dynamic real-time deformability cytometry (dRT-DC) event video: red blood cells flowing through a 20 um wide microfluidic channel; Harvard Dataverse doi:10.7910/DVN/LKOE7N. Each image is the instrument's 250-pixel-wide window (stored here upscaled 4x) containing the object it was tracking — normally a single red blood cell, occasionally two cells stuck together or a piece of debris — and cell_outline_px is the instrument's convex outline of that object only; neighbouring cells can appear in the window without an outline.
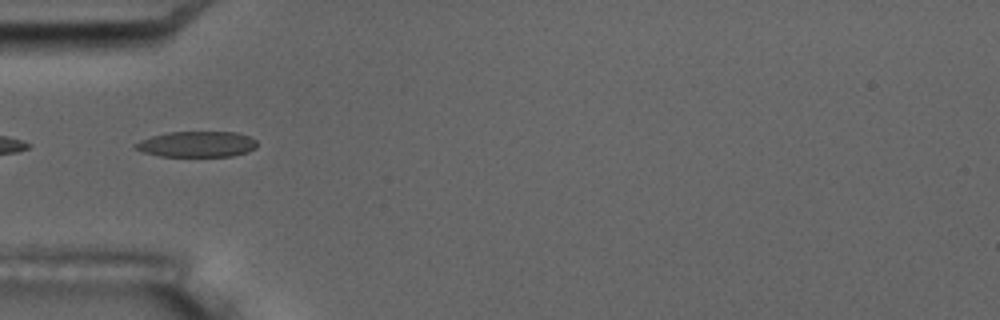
{"species": "common noctule bat (a hibernating species)", "species_latin": "Nyctalus noctula", "temperature_condition": "room temperature", "stored_images_in_passage": 15, "camera_frame_rate_fps": 3000, "um_per_image_px": 0.085, "animal": {"sex": "male", "body_mass_g": 17.5, "forearm_length_mm": 52.3}, "frame": {"image": 1, "passage_image": 5, "time_ms": 5.667, "image_size_px": [1000, 320], "cell_outline_px": [[256, 148], [248, 152], [232, 156], [160, 156], [144, 152], [132, 148], [132, 144], [140, 140], [152, 136], [168, 132], [236, 132], [248, 136], [256, 140]], "centroid_in_image_um": [16.71, 12.26], "position_along_channel_um": 68.3, "area_um2": 18.32}, "authors_computed_cell_mechanics": {"area_um2": 18.6116, "velocity_mm_per_s": 3.4778, "shape_relaxation_time_tau1_ms": null, "shape_relaxation_time_tau2_ms": 2.0182, "deformation_change_tau1": null, "deformation_change_tau2": 0.0698}}